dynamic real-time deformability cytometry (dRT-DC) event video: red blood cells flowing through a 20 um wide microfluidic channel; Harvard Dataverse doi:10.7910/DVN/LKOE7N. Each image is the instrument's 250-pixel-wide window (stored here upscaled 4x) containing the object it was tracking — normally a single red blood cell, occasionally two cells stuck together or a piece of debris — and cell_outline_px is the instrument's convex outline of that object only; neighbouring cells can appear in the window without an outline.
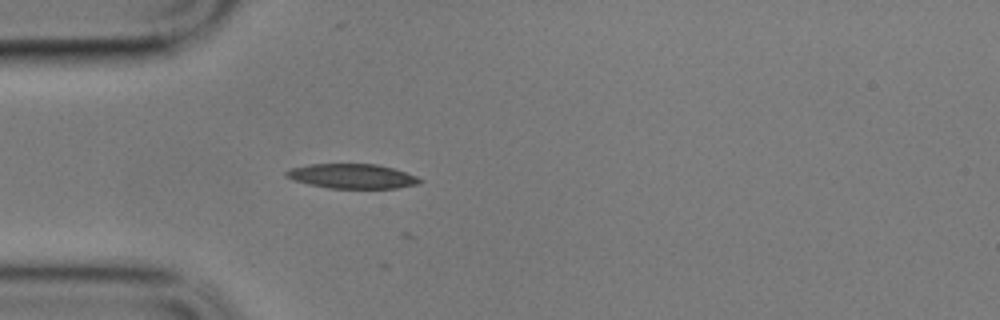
{"species": "common noctule bat (a hibernating species)", "species_latin": "Nyctalus noctula", "temperature_condition": "cold", "stored_images_in_passage": 5, "camera_frame_rate_fps": 3000, "um_per_image_px": 0.085, "animal": {"sex": "male", "body_mass_g": 17.9}, "frame": {"image": 1, "passage_image": 1, "time_ms": 0.0, "image_size_px": [1000, 320], "cell_outline_px": [[424, 180], [420, 184], [396, 188], [328, 188], [308, 184], [292, 180], [284, 176], [284, 172], [292, 168], [308, 164], [376, 164], [392, 168], [416, 176]], "centroid_in_image_um": [29.91, 14.98], "position_along_channel_um": 55.1, "area_um2": 19.19}}